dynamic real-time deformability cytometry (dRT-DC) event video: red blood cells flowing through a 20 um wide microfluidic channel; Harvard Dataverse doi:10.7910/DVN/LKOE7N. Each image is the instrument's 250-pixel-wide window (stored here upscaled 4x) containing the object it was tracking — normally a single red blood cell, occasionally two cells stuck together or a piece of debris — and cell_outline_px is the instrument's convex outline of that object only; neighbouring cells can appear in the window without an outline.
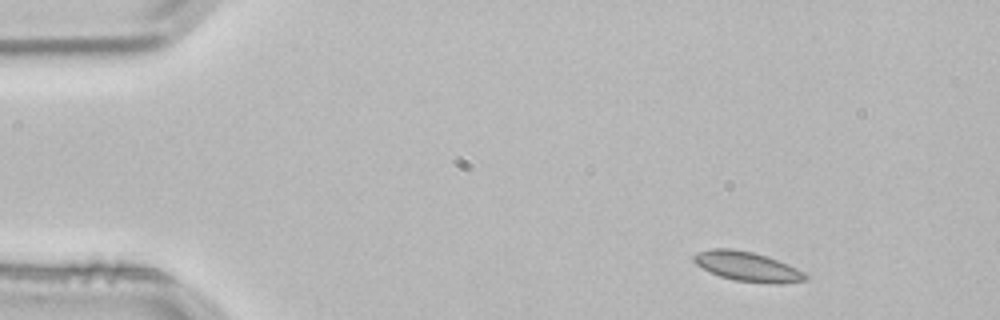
{"species": "common noctule bat (a hibernating species)", "species_latin": "Nyctalus noctula", "temperature_condition": "room temperature", "stored_images_in_passage": 3, "camera_frame_rate_fps": 3000, "um_per_image_px": 0.085, "animal": {"sex": "male", "body_mass_g": 21.5, "forearm_length_mm": 52.0}, "frame": {"image": 1, "passage_image": 1, "time_ms": 0.0, "image_size_px": [1000, 320], "cell_outline_px": [[808, 280], [780, 284], [776, 284], [736, 280], [720, 276], [708, 272], [696, 264], [692, 260], [692, 256], [696, 252], [712, 248], [732, 248], [752, 252], [768, 256], [796, 268], [804, 272], [808, 276]], "centroid_in_image_um": [63.5, 22.65], "position_along_channel_um": 21.5, "area_um2": 19.36}}
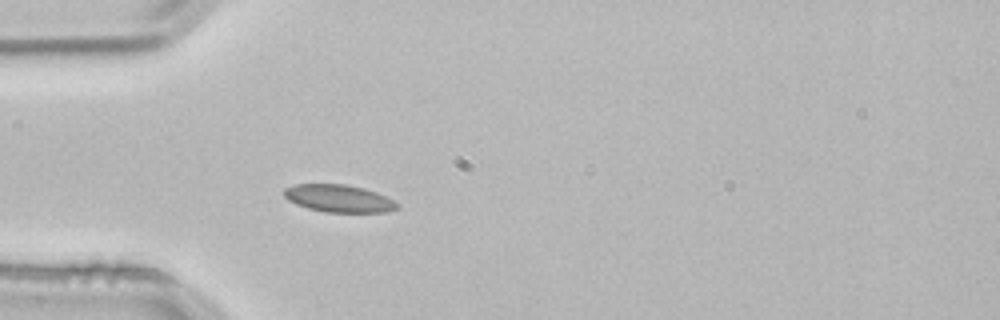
{"frame": {"image": 2, "passage_image": 3, "time_ms": 0.667, "image_size_px": [1000, 320], "cell_outline_px": [[400, 208], [388, 212], [324, 212], [308, 208], [296, 204], [288, 200], [284, 196], [284, 188], [292, 184], [344, 184], [364, 188], [376, 192], [400, 204]], "centroid_in_image_um": [28.8, 16.87], "position_along_channel_um": 56.2, "area_um2": 18.21}}